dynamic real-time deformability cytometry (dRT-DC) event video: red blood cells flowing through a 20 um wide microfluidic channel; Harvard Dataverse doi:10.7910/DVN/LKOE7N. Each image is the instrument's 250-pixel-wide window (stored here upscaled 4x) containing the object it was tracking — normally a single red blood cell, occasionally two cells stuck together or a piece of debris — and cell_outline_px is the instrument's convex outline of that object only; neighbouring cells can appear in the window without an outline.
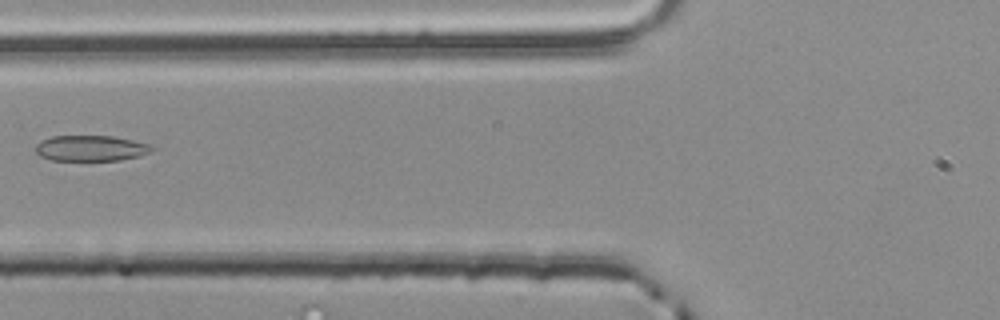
{"species": "common noctule bat (a hibernating species)", "species_latin": "Nyctalus noctula", "temperature_condition": "room temperature", "stored_images_in_passage": 5, "segment_of_instrument_passage": [2, 2], "camera_frame_rate_fps": 3000, "um_per_image_px": 0.085, "animal": {"sex": "male", "body_mass_g": 20.4}, "frame": {"image": 1, "passage_image": 5, "time_ms": 1.333, "image_size_px": [1000, 320], "cell_outline_px": [[156, 148], [152, 152], [140, 156], [120, 160], [52, 160], [40, 156], [36, 152], [36, 144], [40, 140], [52, 136], [112, 136], [152, 144]], "centroid_in_image_um": [7.76, 12.59], "position_along_channel_um": 118.0, "area_um2": 17.57}}